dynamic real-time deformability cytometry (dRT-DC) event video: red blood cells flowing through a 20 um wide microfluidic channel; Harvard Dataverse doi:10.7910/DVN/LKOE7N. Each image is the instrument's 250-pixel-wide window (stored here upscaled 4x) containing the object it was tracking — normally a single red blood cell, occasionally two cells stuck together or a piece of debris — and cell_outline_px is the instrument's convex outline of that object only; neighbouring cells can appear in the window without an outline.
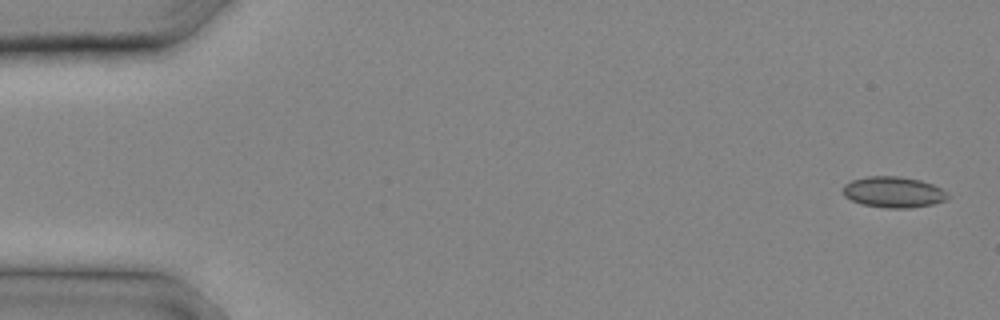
{"species": "common noctule bat (a hibernating species)", "species_latin": "Nyctalus noctula", "temperature_condition": "cold", "stored_images_in_passage": 14, "camera_frame_rate_fps": 3000, "um_per_image_px": 0.085, "animal": {"sex": "male", "body_mass_g": 20.4}, "frame": {"image": 1, "passage_image": 1, "time_ms": 0.0, "image_size_px": [1000, 320], "cell_outline_px": [[948, 196], [944, 200], [932, 204], [912, 208], [884, 208], [860, 204], [844, 196], [844, 184], [852, 180], [868, 176], [900, 176], [920, 180], [932, 184], [940, 188]], "centroid_in_image_um": [75.9, 16.33], "position_along_channel_um": 9.1, "area_um2": 18.79}}
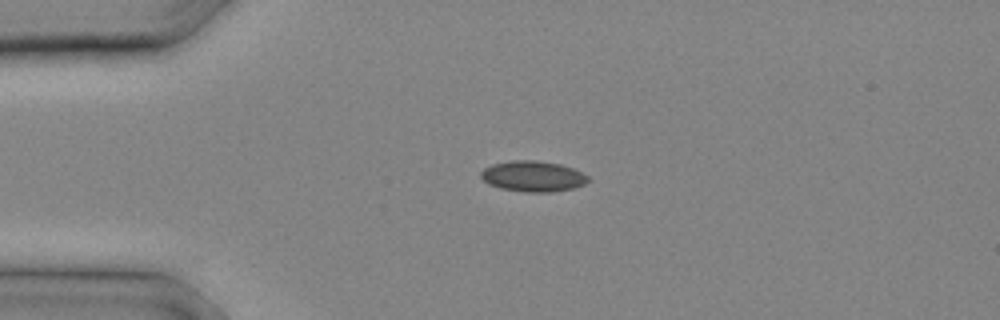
{"frame": {"image": 2, "passage_image": 6, "time_ms": 1.667, "image_size_px": [1000, 320], "cell_outline_px": [[592, 180], [584, 184], [572, 188], [552, 192], [524, 192], [500, 188], [488, 184], [480, 176], [480, 172], [484, 168], [492, 164], [512, 160], [536, 160], [560, 164], [572, 168], [588, 176]], "centroid_in_image_um": [45.29, 14.98], "position_along_channel_um": 39.7, "area_um2": 19.25}}
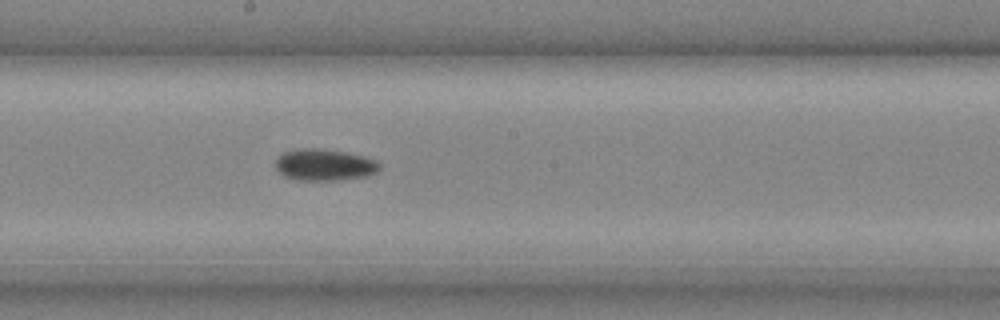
{"frame": {"image": 3, "passage_image": 14, "time_ms": 4.333, "image_size_px": [1000, 320], "cell_outline_px": [[380, 168], [376, 172], [364, 176], [336, 180], [296, 180], [284, 176], [276, 168], [276, 160], [284, 152], [296, 148], [320, 148], [348, 152], [364, 156], [376, 160], [380, 164]], "centroid_in_image_um": [27.57, 13.99], "position_along_channel_um": 220.6, "area_um2": 19.19}}